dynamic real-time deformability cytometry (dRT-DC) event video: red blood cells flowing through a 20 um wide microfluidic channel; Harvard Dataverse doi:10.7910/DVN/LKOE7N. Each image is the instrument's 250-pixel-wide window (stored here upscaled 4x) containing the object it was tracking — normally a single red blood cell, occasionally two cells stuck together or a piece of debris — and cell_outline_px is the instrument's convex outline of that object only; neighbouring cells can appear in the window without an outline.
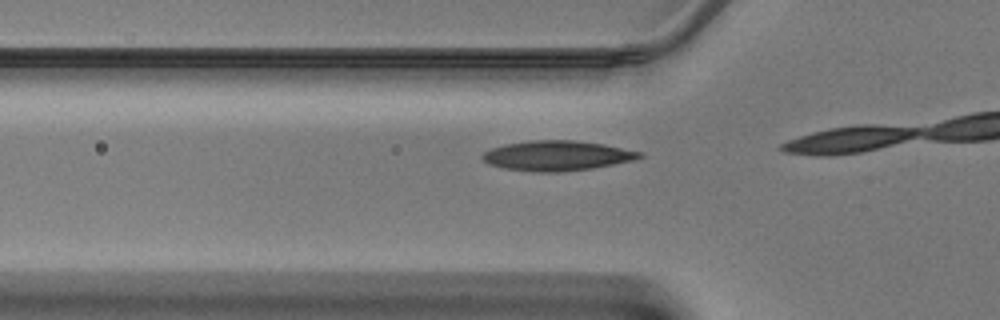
{"species": "Egyptian fruit bat (a non-hibernating species)", "species_latin": "Rousettus aegyptiacus", "temperature_condition": "warm", "stored_images_in_passage": 12, "camera_frame_rate_fps": 3000, "um_per_image_px": 0.085, "animal": {"sex": "male"}, "frame": {"image": 1, "passage_image": 10, "time_ms": 3.0, "image_size_px": [1000, 320], "cell_outline_px": [[644, 156], [632, 160], [592, 168], [560, 172], [536, 172], [504, 168], [488, 164], [480, 156], [484, 152], [492, 148], [508, 144], [532, 140], [572, 140], [604, 144], [644, 152]], "centroid_in_image_um": [47.36, 13.23], "position_along_channel_um": 78.4, "area_um2": 27.28}}